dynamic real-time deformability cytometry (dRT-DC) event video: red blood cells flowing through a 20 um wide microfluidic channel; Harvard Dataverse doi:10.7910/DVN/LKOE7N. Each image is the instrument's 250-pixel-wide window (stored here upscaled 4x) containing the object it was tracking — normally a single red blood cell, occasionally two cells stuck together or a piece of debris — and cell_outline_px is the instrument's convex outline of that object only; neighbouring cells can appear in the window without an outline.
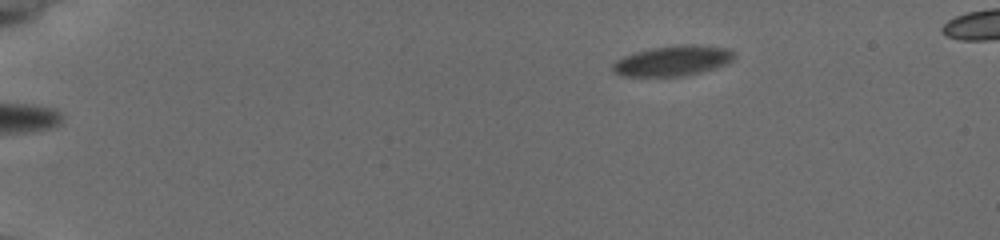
{"species": "common noctule bat (a hibernating species)", "species_latin": "Nyctalus noctula", "temperature_condition": "cold", "stored_images_in_passage": 51, "segment_of_instrument_passage": [1, 2], "camera_frame_rate_fps": 3000, "um_per_image_px": 0.085, "animal": {"sex": "female", "body_mass_g": 19.5, "forearm_length_mm": 54.1}, "frame": {"image": 1, "passage_image": 1, "time_ms": 0.0, "image_size_px": [1000, 240], "cell_outline_px": [[732, 56], [728, 60], [712, 68], [680, 76], [628, 76], [616, 72], [612, 68], [612, 64], [616, 60], [640, 52], [656, 48], [684, 44], [724, 48], [732, 52]], "centroid_in_image_um": [57.11, 5.17], "position_along_channel_um": 27.9, "area_um2": 19.94}}
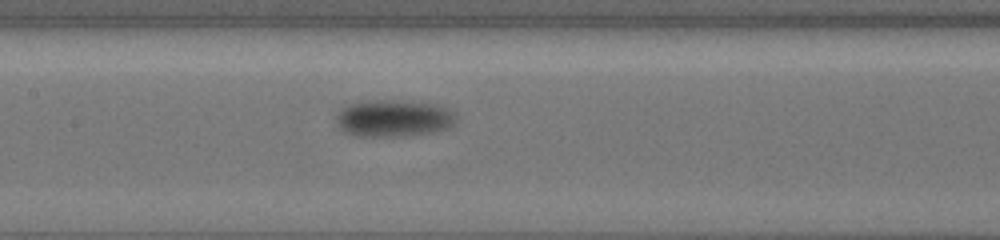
{"frame": {"image": 2, "passage_image": 22, "time_ms": 7.0, "image_size_px": [1000, 240], "cell_outline_px": [[452, 124], [444, 128], [428, 132], [400, 136], [356, 136], [344, 132], [340, 128], [340, 108], [352, 104], [368, 100], [412, 100], [432, 104], [444, 108], [448, 112], [452, 120]], "centroid_in_image_um": [33.37, 10.04], "position_along_channel_um": 174.0, "area_um2": 24.8}}
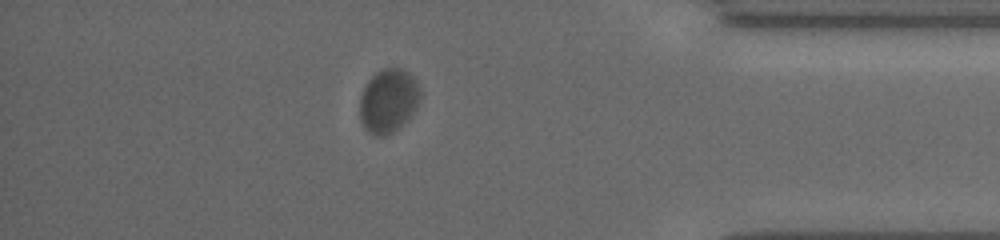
{"frame": {"image": 3, "passage_image": 43, "time_ms": 14.0, "image_size_px": [1000, 240], "cell_outline_px": [[420, 96], [416, 108], [392, 132], [384, 136], [376, 136], [368, 132], [364, 128], [360, 120], [360, 100], [364, 88], [368, 80], [376, 72], [384, 68], [400, 68], [408, 72], [416, 80], [420, 92]], "centroid_in_image_um": [32.98, 8.55], "position_along_channel_um": 402.2, "area_um2": 22.08}}